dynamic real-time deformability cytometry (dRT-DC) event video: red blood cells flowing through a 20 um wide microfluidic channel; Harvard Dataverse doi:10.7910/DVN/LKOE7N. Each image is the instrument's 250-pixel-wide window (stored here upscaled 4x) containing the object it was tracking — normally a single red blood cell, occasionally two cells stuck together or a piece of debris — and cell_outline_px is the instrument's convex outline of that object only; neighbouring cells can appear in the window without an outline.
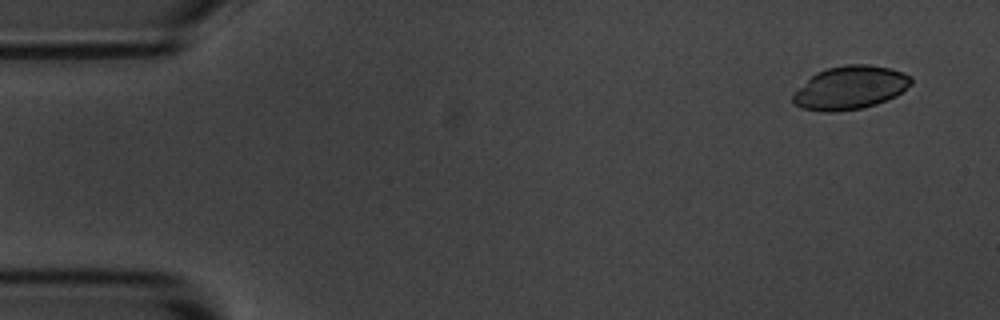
{"species": "common noctule bat (a hibernating species)", "species_latin": "Nyctalus noctula", "temperature_condition": "room temperature", "stored_images_in_passage": 4, "camera_frame_rate_fps": 3000, "um_per_image_px": 0.085, "animal": {"sex": "male", "body_mass_g": 20.1, "forearm_length_mm": 53.5}, "frame": {"image": 1, "passage_image": 1, "time_ms": 0.0, "image_size_px": [1000, 320], "cell_outline_px": [[912, 84], [896, 96], [876, 104], [864, 108], [832, 112], [824, 112], [800, 108], [792, 104], [792, 92], [796, 88], [816, 72], [828, 68], [844, 64], [868, 64], [888, 68], [912, 76]], "centroid_in_image_um": [72.21, 7.46], "position_along_channel_um": 12.8, "area_um2": 30.17}}